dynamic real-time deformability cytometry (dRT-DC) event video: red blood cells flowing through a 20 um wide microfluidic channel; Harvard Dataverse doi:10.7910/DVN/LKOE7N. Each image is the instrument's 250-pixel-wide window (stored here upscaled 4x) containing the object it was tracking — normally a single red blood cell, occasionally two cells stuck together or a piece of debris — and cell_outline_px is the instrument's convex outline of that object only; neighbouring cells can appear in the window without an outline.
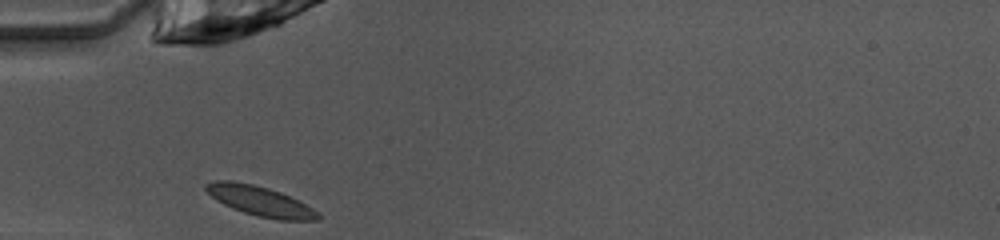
{"species": "common noctule bat (a hibernating species)", "species_latin": "Nyctalus noctula", "temperature_condition": "warm", "stored_images_in_passage": 7, "camera_frame_rate_fps": 3000, "um_per_image_px": 0.085, "animal": {"sex": "female", "body_mass_g": 10.0, "forearm_length_mm": 53.1}, "frame": {"image": 1, "passage_image": 1, "time_ms": 0.0, "image_size_px": [1000, 240], "cell_outline_px": [[320, 220], [280, 220], [256, 216], [232, 208], [216, 200], [204, 188], [204, 184], [216, 180], [232, 180], [252, 184], [268, 188], [280, 192], [320, 212]], "centroid_in_image_um": [22.09, 17.09], "position_along_channel_um": 62.9, "area_um2": 19.31}}
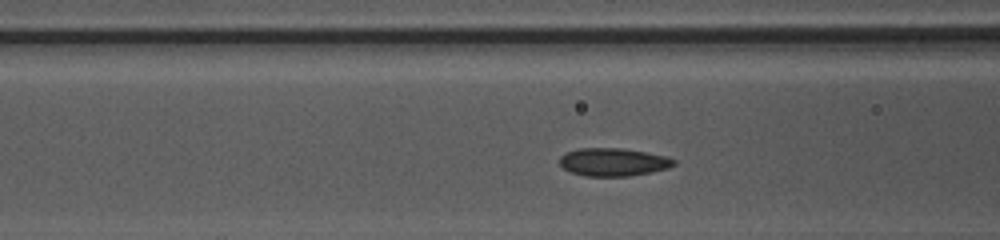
{"frame": {"image": 2, "passage_image": 5, "time_ms": 1.333, "image_size_px": [1000, 240], "cell_outline_px": [[676, 164], [668, 168], [652, 172], [628, 176], [584, 176], [568, 172], [560, 164], [560, 156], [568, 152], [580, 148], [620, 148], [668, 156], [676, 160]], "centroid_in_image_um": [52.14, 13.78], "position_along_channel_um": 114.5, "area_um2": 18.67}}